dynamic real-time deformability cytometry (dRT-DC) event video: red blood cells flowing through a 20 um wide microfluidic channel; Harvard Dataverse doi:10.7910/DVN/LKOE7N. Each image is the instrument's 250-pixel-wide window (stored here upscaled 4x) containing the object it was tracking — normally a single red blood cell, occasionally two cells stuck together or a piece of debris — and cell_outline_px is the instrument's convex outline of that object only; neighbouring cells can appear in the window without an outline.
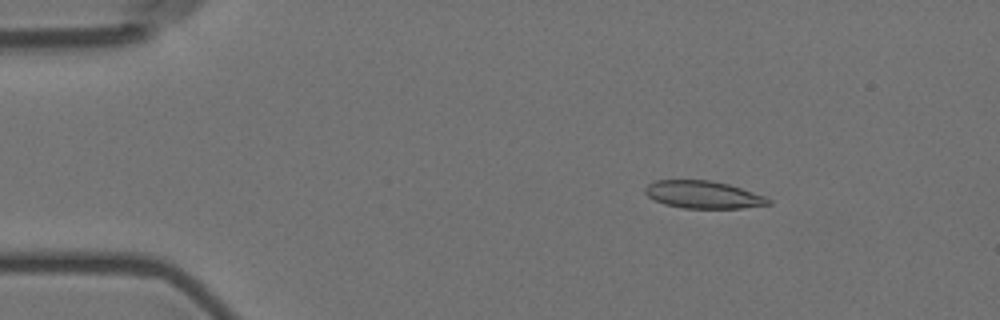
{"species": "Egyptian fruit bat (a non-hibernating species)", "species_latin": "Rousettus aegyptiacus", "temperature_condition": "room temperature", "stored_images_in_passage": 4, "camera_frame_rate_fps": 3000, "um_per_image_px": 0.085, "animal": {"sex": "female"}, "frame": {"image": 1, "passage_image": 2, "time_ms": 1.0, "image_size_px": [1000, 320], "cell_outline_px": [[772, 204], [740, 208], [684, 208], [664, 204], [648, 196], [644, 192], [644, 188], [648, 184], [656, 180], [708, 180], [728, 184], [764, 196], [772, 200]], "centroid_in_image_um": [59.76, 16.55], "position_along_channel_um": 25.2, "area_um2": 19.59}}